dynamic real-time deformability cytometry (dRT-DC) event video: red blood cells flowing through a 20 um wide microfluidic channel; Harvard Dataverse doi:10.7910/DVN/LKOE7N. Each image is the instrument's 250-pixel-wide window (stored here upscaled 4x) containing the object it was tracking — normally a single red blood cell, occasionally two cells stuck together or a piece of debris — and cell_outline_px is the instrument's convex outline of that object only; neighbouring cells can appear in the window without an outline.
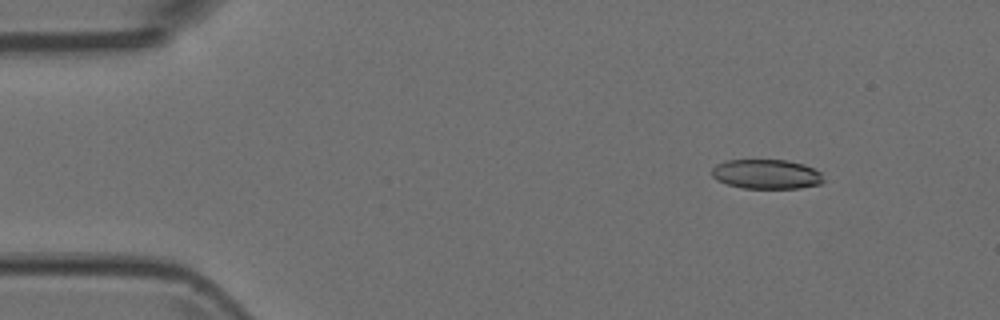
{"species": "Egyptian fruit bat (a non-hibernating species)", "species_latin": "Rousettus aegyptiacus", "temperature_condition": "room temperature", "stored_images_in_passage": 6, "camera_frame_rate_fps": 3000, "um_per_image_px": 0.085, "animal": {"sex": "female"}, "frame": {"image": 1, "passage_image": 1, "time_ms": 0.0, "image_size_px": [1000, 320], "cell_outline_px": [[824, 180], [820, 184], [800, 188], [744, 188], [728, 184], [716, 180], [712, 176], [712, 168], [716, 164], [724, 160], [788, 160], [804, 164], [820, 172]], "centroid_in_image_um": [65.13, 14.8], "position_along_channel_um": 19.9, "area_um2": 19.25}}
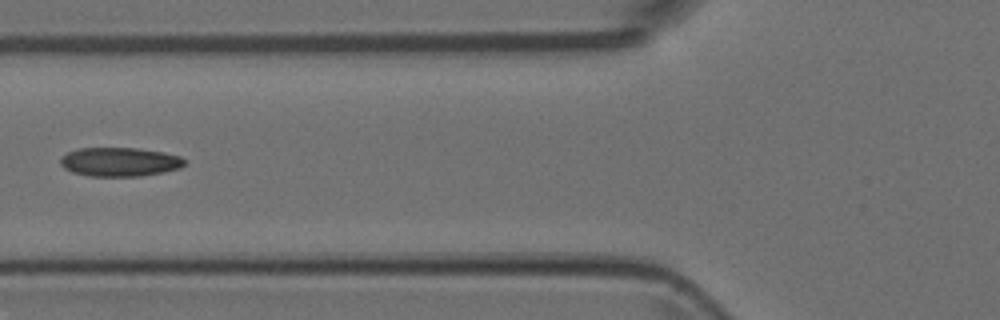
{"frame": {"image": 2, "passage_image": 5, "time_ms": 1.333, "image_size_px": [1000, 320], "cell_outline_px": [[184, 164], [180, 168], [164, 172], [140, 176], [88, 176], [72, 172], [64, 168], [60, 164], [60, 160], [68, 152], [80, 148], [136, 148], [164, 152], [180, 156], [184, 160]], "centroid_in_image_um": [10.17, 13.76], "position_along_channel_um": 115.6, "area_um2": 20.87}}
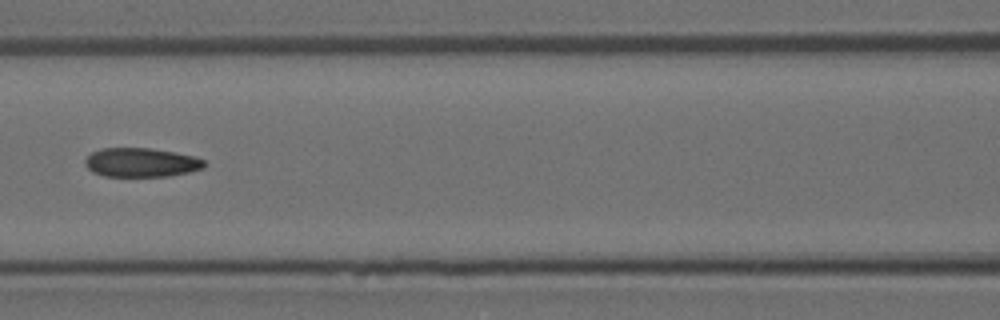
{"frame": {"image": 3, "passage_image": 6, "time_ms": 1.667, "image_size_px": [1000, 320], "cell_outline_px": [[204, 168], [188, 172], [168, 176], [104, 176], [92, 172], [84, 164], [84, 160], [92, 152], [100, 148], [148, 148], [172, 152], [192, 156], [204, 160]], "centroid_in_image_um": [11.95, 13.81], "position_along_channel_um": 154.7, "area_um2": 20.0}}